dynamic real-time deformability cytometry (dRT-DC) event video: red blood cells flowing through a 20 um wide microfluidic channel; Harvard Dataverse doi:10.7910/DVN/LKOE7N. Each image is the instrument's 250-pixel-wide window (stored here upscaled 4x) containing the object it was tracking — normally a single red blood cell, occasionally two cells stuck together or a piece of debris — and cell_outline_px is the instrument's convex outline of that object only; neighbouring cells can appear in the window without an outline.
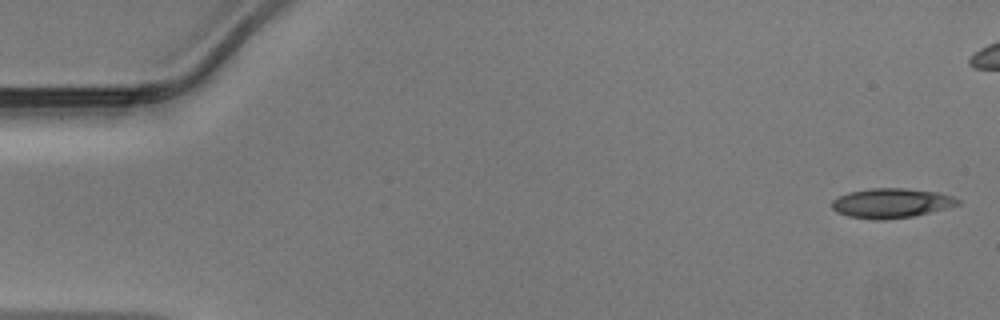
{"species": "Egyptian fruit bat (a non-hibernating species)", "species_latin": "Rousettus aegyptiacus", "temperature_condition": "warm", "stored_images_in_passage": 42, "camera_frame_rate_fps": 3000, "um_per_image_px": 0.085, "animal": {"sex": "male"}, "frame": {"image": 1, "passage_image": 1, "time_ms": 0.0, "image_size_px": [1000, 320], "cell_outline_px": [[960, 204], [948, 208], [912, 216], [880, 220], [876, 220], [848, 216], [836, 212], [832, 208], [832, 200], [848, 192], [868, 188], [904, 188], [940, 192], [952, 196], [960, 200]], "centroid_in_image_um": [75.77, 17.25], "position_along_channel_um": 9.2, "area_um2": 21.79}}
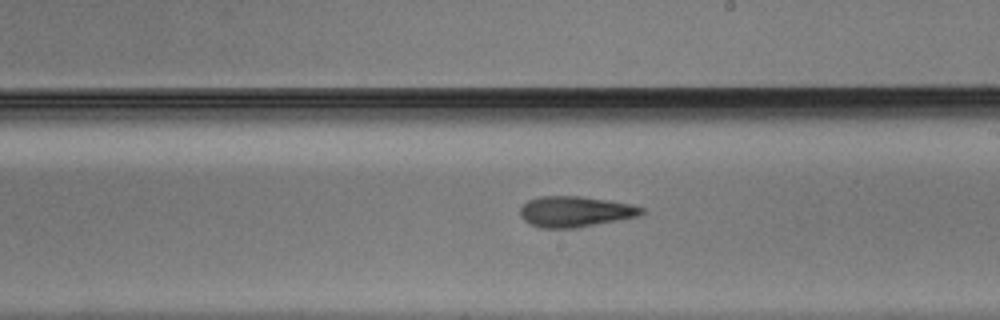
{"frame": {"image": 2, "passage_image": 27, "time_ms": 8.667, "image_size_px": [1000, 320], "cell_outline_px": [[644, 212], [640, 216], [576, 228], [540, 228], [524, 220], [520, 216], [520, 208], [528, 200], [540, 196], [580, 196], [608, 200], [632, 204], [644, 208]], "centroid_in_image_um": [48.9, 17.98], "position_along_channel_um": 240.1, "area_um2": 21.79}}
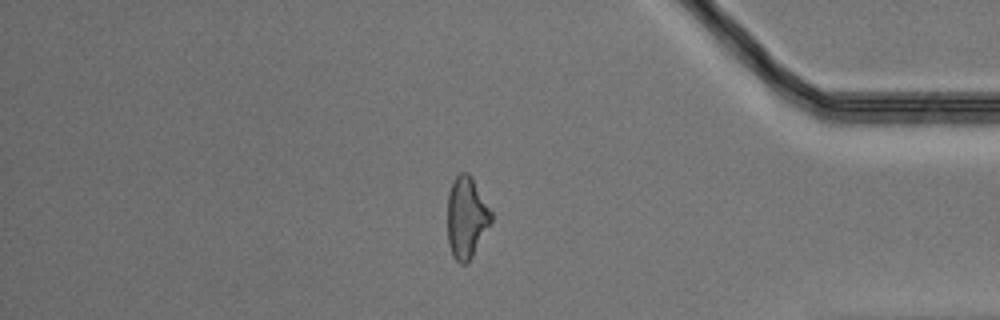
{"frame": {"image": 3, "passage_image": 40, "time_ms": 13.0, "image_size_px": [1000, 320], "cell_outline_px": [[492, 220], [472, 256], [464, 264], [460, 264], [452, 256], [448, 244], [448, 192], [456, 176], [460, 172], [468, 172], [472, 176], [492, 212]], "centroid_in_image_um": [39.64, 18.46], "position_along_channel_um": 395.6, "area_um2": 20.63}}